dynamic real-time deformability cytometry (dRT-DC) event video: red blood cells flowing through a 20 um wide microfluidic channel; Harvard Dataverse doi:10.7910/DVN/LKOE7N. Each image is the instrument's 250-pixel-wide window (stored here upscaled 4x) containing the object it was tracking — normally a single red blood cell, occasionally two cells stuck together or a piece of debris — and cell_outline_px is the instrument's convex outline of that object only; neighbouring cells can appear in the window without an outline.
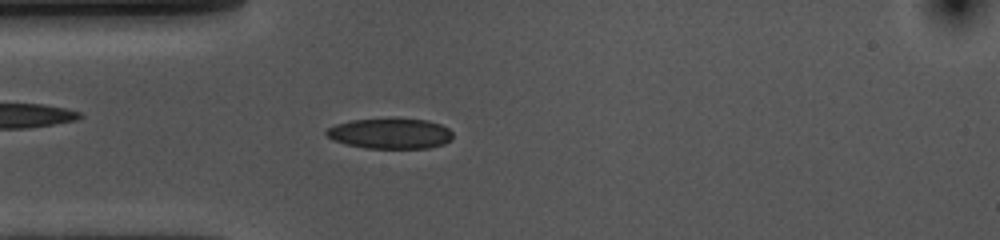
{"species": "common noctule bat (a hibernating species)", "species_latin": "Nyctalus noctula", "temperature_condition": "cold", "stored_images_in_passage": 50, "camera_frame_rate_fps": 3000, "um_per_image_px": 0.085, "animal": {"sex": "female", "body_mass_g": 10.0, "forearm_length_mm": 53.1}, "frame": {"image": 1, "passage_image": 10, "time_ms": 3.0, "image_size_px": [1000, 240], "cell_outline_px": [[452, 140], [444, 144], [428, 148], [364, 148], [332, 140], [324, 136], [324, 132], [328, 128], [336, 124], [352, 120], [392, 116], [396, 116], [428, 120], [440, 124], [448, 128], [452, 132]], "centroid_in_image_um": [33.16, 11.31], "position_along_channel_um": 51.8, "area_um2": 23.29}}
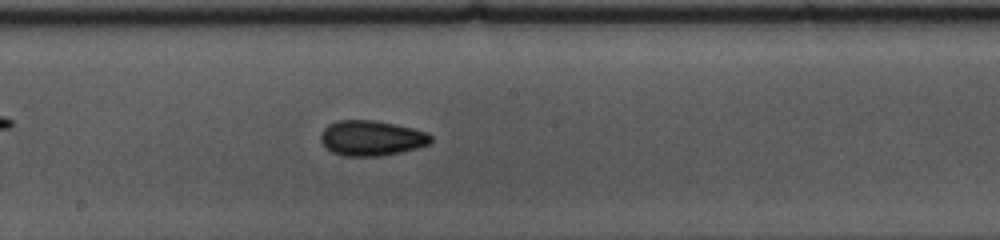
{"frame": {"image": 2, "passage_image": 24, "time_ms": 7.667, "image_size_px": [1000, 240], "cell_outline_px": [[432, 140], [428, 144], [416, 148], [384, 156], [344, 156], [332, 152], [324, 148], [320, 140], [320, 132], [328, 124], [336, 120], [376, 120], [396, 124], [428, 132], [432, 136]], "centroid_in_image_um": [31.54, 11.73], "position_along_channel_um": 216.7, "area_um2": 22.95}}
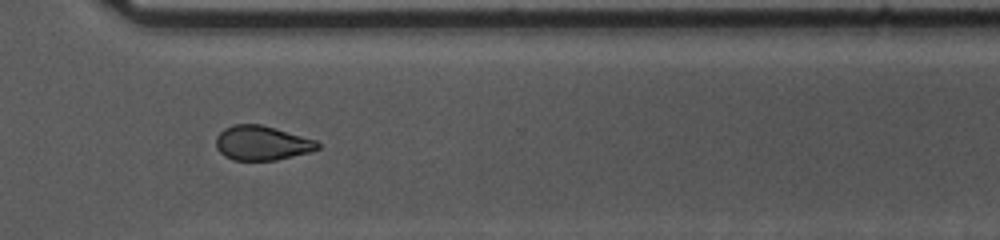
{"frame": {"image": 3, "passage_image": 35, "time_ms": 11.333, "image_size_px": [1000, 240], "cell_outline_px": [[320, 148], [308, 152], [276, 160], [232, 160], [224, 156], [216, 148], [216, 136], [224, 128], [232, 124], [260, 124], [276, 128], [316, 140], [320, 144]], "centroid_in_image_um": [22.23, 12.15], "position_along_channel_um": 348.4, "area_um2": 20.46}, "authors_computed_cell_mechanics": {"area_um2": 21.7328, "velocity_mm_per_s": 3.6045, "shape_relaxation_time_tau1_ms": 8.3282, "shape_relaxation_time_tau2_ms": 5.0663, "deformation_change_tau1": 0.143, "deformation_change_tau2": 0.1077}}